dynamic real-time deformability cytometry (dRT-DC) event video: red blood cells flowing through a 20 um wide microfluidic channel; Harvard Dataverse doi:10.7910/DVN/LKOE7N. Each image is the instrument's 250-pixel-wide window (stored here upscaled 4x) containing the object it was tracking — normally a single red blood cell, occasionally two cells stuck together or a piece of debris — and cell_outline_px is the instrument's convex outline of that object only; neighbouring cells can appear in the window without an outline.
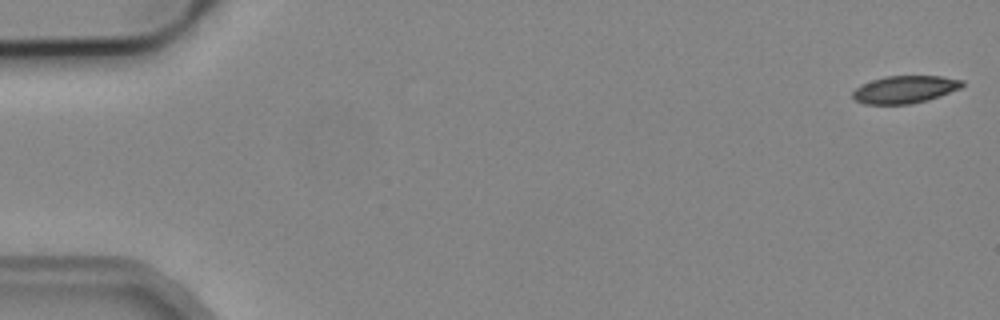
{"species": "common noctule bat (a hibernating species)", "species_latin": "Nyctalus noctula", "temperature_condition": "cold", "stored_images_in_passage": 6, "camera_frame_rate_fps": 3000, "um_per_image_px": 0.085, "animal": {"sex": "male", "body_mass_g": 19.2, "forearm_length_mm": 51.8}, "frame": {"image": 1, "passage_image": 1, "time_ms": 0.0, "image_size_px": [1000, 320], "cell_outline_px": [[964, 84], [960, 88], [940, 96], [928, 100], [912, 104], [864, 104], [856, 100], [852, 96], [852, 92], [860, 84], [884, 76], [944, 76], [964, 80]], "centroid_in_image_um": [76.91, 7.6], "position_along_channel_um": 8.1, "area_um2": 17.69}}
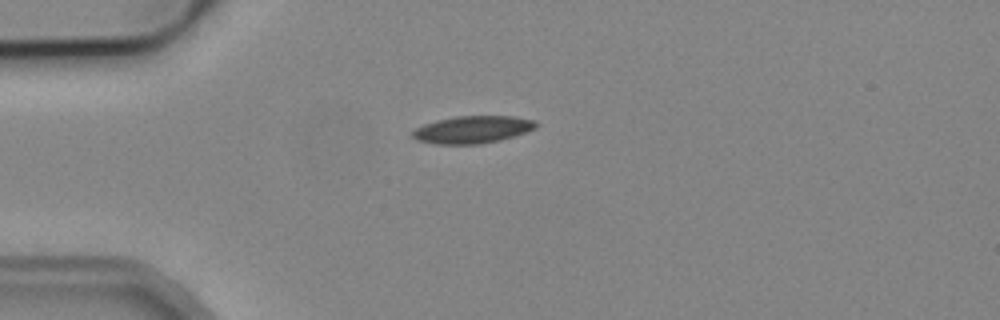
{"frame": {"image": 2, "passage_image": 4, "time_ms": 4.333, "image_size_px": [1000, 320], "cell_outline_px": [[540, 124], [536, 128], [500, 140], [480, 144], [436, 144], [416, 140], [412, 136], [412, 132], [416, 128], [424, 124], [436, 120], [456, 116], [512, 116], [536, 120]], "centroid_in_image_um": [40.17, 11.01], "position_along_channel_um": 44.8, "area_um2": 19.71}}